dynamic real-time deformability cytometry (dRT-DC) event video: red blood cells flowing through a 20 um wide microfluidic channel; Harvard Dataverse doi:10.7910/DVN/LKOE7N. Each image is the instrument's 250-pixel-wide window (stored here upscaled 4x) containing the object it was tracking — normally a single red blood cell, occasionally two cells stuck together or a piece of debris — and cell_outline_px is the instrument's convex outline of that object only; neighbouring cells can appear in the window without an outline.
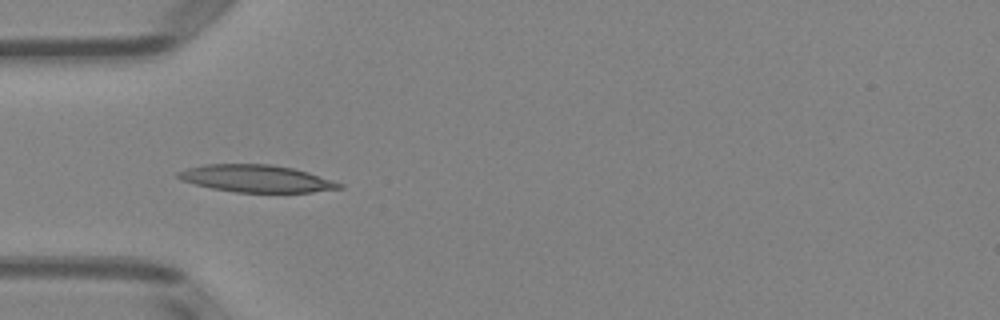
{"species": "Egyptian fruit bat (a non-hibernating species)", "species_latin": "Rousettus aegyptiacus", "temperature_condition": "room temperature", "stored_images_in_passage": 4, "camera_frame_rate_fps": 3000, "um_per_image_px": 0.085, "animal": {"sex": "female"}, "frame": {"image": 1, "passage_image": 4, "time_ms": 3.667, "image_size_px": [1000, 320], "cell_outline_px": [[344, 188], [312, 192], [236, 192], [212, 188], [180, 180], [176, 176], [176, 172], [188, 168], [204, 164], [272, 164], [292, 168], [308, 172], [344, 184]], "centroid_in_image_um": [21.79, 15.17], "position_along_channel_um": 63.2, "area_um2": 25.55}}